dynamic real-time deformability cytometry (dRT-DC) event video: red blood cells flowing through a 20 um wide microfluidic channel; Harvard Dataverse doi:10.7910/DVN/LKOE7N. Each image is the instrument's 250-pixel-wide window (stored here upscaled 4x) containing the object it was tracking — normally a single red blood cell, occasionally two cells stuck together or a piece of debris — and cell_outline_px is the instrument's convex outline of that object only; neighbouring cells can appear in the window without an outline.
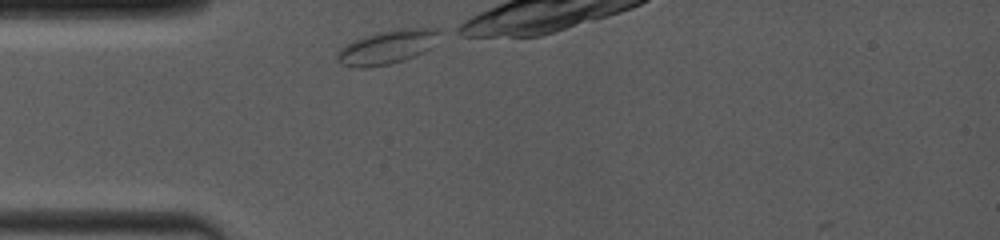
{"species": "common noctule bat (a hibernating species)", "species_latin": "Nyctalus noctula", "temperature_condition": "room temperature", "stored_images_in_passage": 3, "camera_frame_rate_fps": 4000, "um_per_image_px": 0.085, "animal": {"sex": "female", "body_mass_g": 19.0, "forearm_length_mm": 53.3}, "frame": {"image": 1, "passage_image": 1, "time_ms": 0.0, "image_size_px": [1000, 240], "cell_outline_px": [[440, 32], [428, 48], [404, 60], [388, 64], [364, 68], [356, 68], [340, 64], [336, 60], [336, 52], [340, 48], [364, 36], [404, 28], [440, 28]], "centroid_in_image_um": [32.83, 4.02], "position_along_channel_um": 52.2, "area_um2": 19.54}}